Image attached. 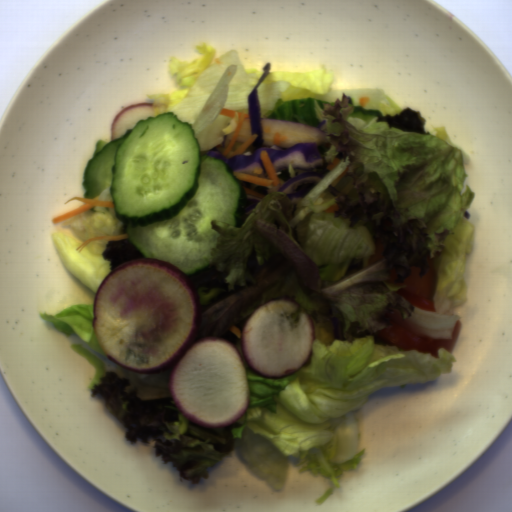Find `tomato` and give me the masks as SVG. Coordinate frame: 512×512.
<instances>
[{
  "label": "tomato",
  "mask_w": 512,
  "mask_h": 512,
  "mask_svg": "<svg viewBox=\"0 0 512 512\" xmlns=\"http://www.w3.org/2000/svg\"><path fill=\"white\" fill-rule=\"evenodd\" d=\"M403 291H404L405 296L408 298V300L411 303H413L415 306L425 309L427 311H436L437 312L435 304L432 300L414 295V294L404 290V288H403Z\"/></svg>",
  "instance_id": "2"
},
{
  "label": "tomato",
  "mask_w": 512,
  "mask_h": 512,
  "mask_svg": "<svg viewBox=\"0 0 512 512\" xmlns=\"http://www.w3.org/2000/svg\"><path fill=\"white\" fill-rule=\"evenodd\" d=\"M462 322L458 319L454 325L451 339L426 338L411 332L396 322H391L390 328L378 332L379 336L393 343L402 351L418 350L419 354L430 353L435 359H440L439 349L444 348L453 354Z\"/></svg>",
  "instance_id": "1"
}]
</instances>
